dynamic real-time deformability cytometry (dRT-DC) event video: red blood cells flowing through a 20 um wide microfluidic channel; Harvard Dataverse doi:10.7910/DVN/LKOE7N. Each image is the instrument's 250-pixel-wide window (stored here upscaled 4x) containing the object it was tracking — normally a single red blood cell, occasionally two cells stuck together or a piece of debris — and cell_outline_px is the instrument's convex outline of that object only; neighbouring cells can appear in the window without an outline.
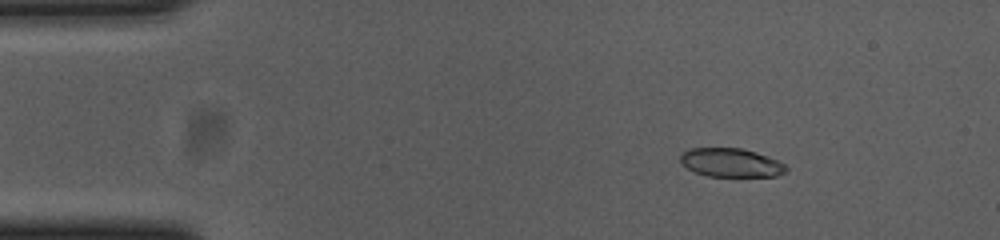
{"species": "common noctule bat (a hibernating species)", "species_latin": "Nyctalus noctula", "temperature_condition": "cold", "stored_images_in_passage": 55, "camera_frame_rate_fps": 3000, "um_per_image_px": 0.085, "animal": {"sex": "female", "body_mass_g": 23.0, "forearm_length_mm": 53.4}, "frame": {"image": 1, "passage_image": 8, "time_ms": 2.333, "image_size_px": [1000, 240], "cell_outline_px": [[788, 172], [776, 176], [708, 176], [696, 172], [680, 164], [680, 156], [688, 148], [740, 148], [756, 152], [768, 156], [784, 164], [788, 168]], "centroid_in_image_um": [62.14, 13.82], "position_along_channel_um": 22.9, "area_um2": 17.69}}
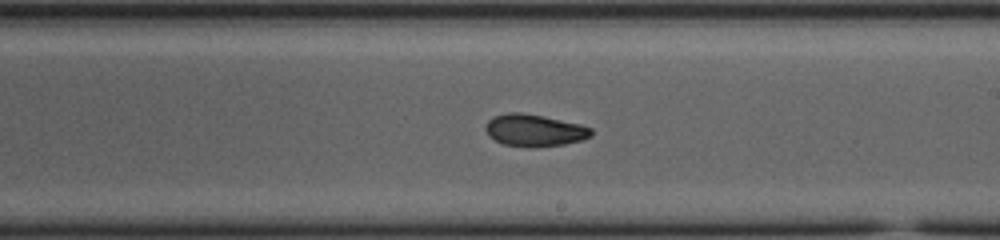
{"frame": {"image": 2, "passage_image": 32, "time_ms": 10.333, "image_size_px": [1000, 240], "cell_outline_px": [[592, 136], [580, 140], [564, 144], [532, 148], [504, 144], [488, 136], [484, 128], [488, 120], [496, 116], [508, 112], [520, 112], [544, 116], [580, 124], [592, 128]], "centroid_in_image_um": [45.42, 11.08], "position_along_channel_um": 243.6, "area_um2": 19.77}}
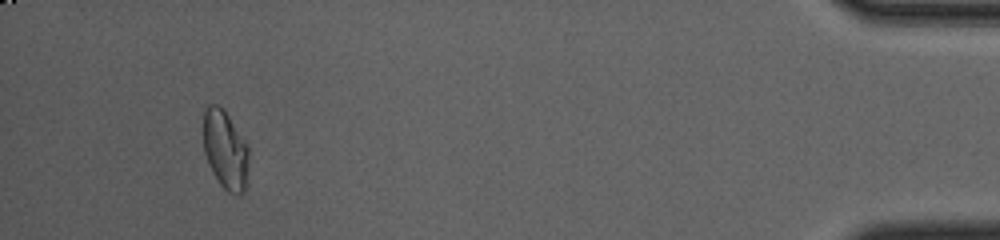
{"frame": {"image": 3, "passage_image": 52, "time_ms": 17.0, "image_size_px": [1000, 240], "cell_outline_px": [[248, 160], [244, 192], [240, 196], [236, 196], [228, 192], [220, 184], [212, 172], [208, 164], [204, 152], [204, 112], [208, 104], [220, 104], [224, 108], [248, 144]], "centroid_in_image_um": [19.15, 12.72], "position_along_channel_um": 416.0, "area_um2": 21.1}, "authors_computed_cell_mechanics": {"area_um2": 19.652, "velocity_mm_per_s": 3.6776, "shape_relaxation_time_tau1_ms": null, "shape_relaxation_time_tau2_ms": 3.4187, "deformation_change_tau1": null, "deformation_change_tau2": 0.0747}}